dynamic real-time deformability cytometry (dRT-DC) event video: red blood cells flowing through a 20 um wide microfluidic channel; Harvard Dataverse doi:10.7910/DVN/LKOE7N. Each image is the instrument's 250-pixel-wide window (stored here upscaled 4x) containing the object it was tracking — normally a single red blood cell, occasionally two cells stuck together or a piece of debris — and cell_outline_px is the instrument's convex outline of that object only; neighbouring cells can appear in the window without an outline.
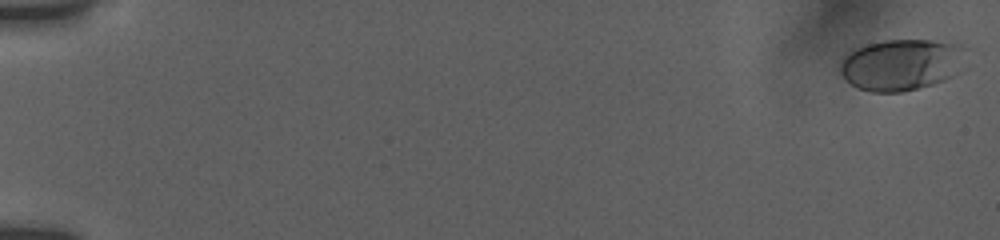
{"species": "human", "species_latin": "Homo sapiens", "temperature_condition": "room temperature", "stored_images_in_passage": 55, "camera_frame_rate_fps": 3000, "um_per_image_px": 0.085, "donor": {"sex": "female"}, "frame": {"image": 1, "passage_image": 1, "time_ms": 0.0, "image_size_px": [1000, 240], "cell_outline_px": [[968, 48], [952, 76], [944, 80], [932, 84], [900, 92], [872, 92], [856, 88], [840, 72], [840, 60], [848, 52], [856, 48], [868, 44], [884, 40], [932, 40], [964, 44]], "centroid_in_image_um": [76.59, 5.47], "position_along_channel_um": 8.4, "area_um2": 37.51}}
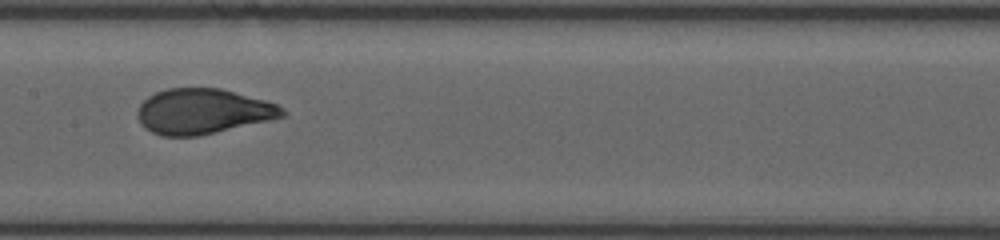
{"frame": {"image": 2, "passage_image": 30, "time_ms": 9.667, "image_size_px": [1000, 240], "cell_outline_px": [[288, 112], [284, 116], [268, 120], [196, 136], [160, 136], [152, 132], [136, 116], [136, 112], [140, 104], [148, 96], [156, 92], [168, 88], [220, 88], [264, 100], [276, 104], [284, 108]], "centroid_in_image_um": [17.23, 9.45], "position_along_channel_um": 190.2, "area_um2": 37.74}}
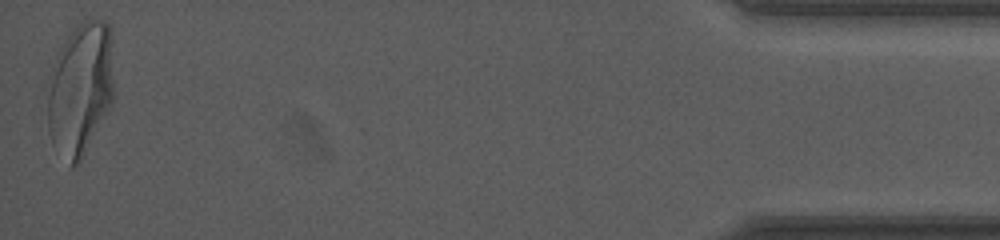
{"frame": {"image": 3, "passage_image": 55, "time_ms": 18.0, "image_size_px": [1000, 240], "cell_outline_px": [[112, 104], [108, 112], [80, 160], [72, 168], [52, 144], [48, 132], [48, 76], [56, 52], [68, 36], [80, 24], [88, 20], [104, 20], [112, 28]], "centroid_in_image_um": [6.81, 7.54], "position_along_channel_um": 428.4, "area_um2": 51.56}, "authors_computed_cell_mechanics": {"area_um2": 38.148, "velocity_mm_per_s": 3.8141, "shape_relaxation_time_tau1_ms": 3.8683, "shape_relaxation_time_tau2_ms": null, "deformation_change_tau1": 0.1894, "deformation_change_tau2": null}}